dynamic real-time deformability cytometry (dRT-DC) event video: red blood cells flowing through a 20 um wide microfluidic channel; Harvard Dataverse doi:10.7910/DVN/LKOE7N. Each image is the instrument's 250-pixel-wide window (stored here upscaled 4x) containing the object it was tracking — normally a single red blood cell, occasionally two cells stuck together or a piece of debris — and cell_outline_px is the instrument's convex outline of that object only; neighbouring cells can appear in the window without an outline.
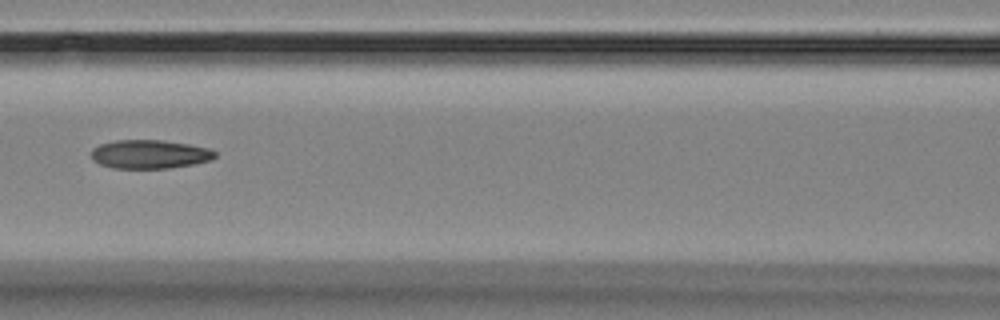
{"species": "Egyptian fruit bat (a non-hibernating species)", "species_latin": "Rousettus aegyptiacus", "temperature_condition": "room temperature", "stored_images_in_passage": 12, "camera_frame_rate_fps": 3000, "um_per_image_px": 0.085, "animal": {"sex": "female"}, "frame": {"image": 1, "passage_image": 3, "time_ms": 2.333, "image_size_px": [1000, 320], "cell_outline_px": [[216, 156], [212, 160], [192, 164], [168, 168], [112, 168], [100, 164], [92, 160], [92, 148], [100, 144], [116, 140], [160, 140], [188, 144], [208, 148], [216, 152]], "centroid_in_image_um": [12.71, 13.11], "position_along_channel_um": 153.9, "area_um2": 20.63}}
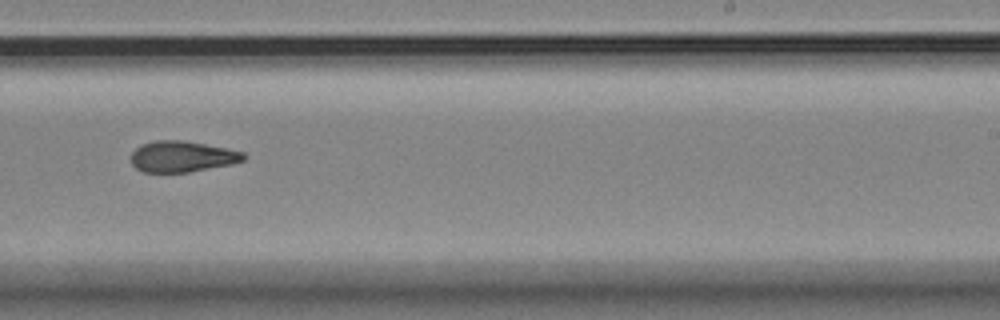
{"frame": {"image": 2, "passage_image": 6, "time_ms": 5.667, "image_size_px": [1000, 320], "cell_outline_px": [[248, 156], [244, 160], [232, 164], [188, 172], [144, 172], [136, 168], [132, 164], [132, 152], [140, 144], [156, 140], [184, 140], [228, 148], [244, 152]], "centroid_in_image_um": [15.51, 13.29], "position_along_channel_um": 273.5, "area_um2": 20.46}}
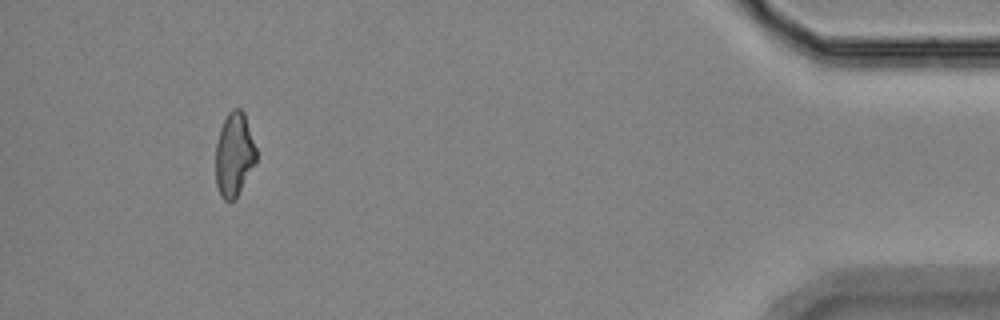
{"frame": {"image": 3, "passage_image": 11, "time_ms": 11.333, "image_size_px": [1000, 320], "cell_outline_px": [[256, 160], [236, 196], [232, 200], [224, 200], [220, 196], [216, 184], [216, 144], [220, 128], [228, 112], [232, 108], [240, 108], [244, 112], [256, 148]], "centroid_in_image_um": [19.88, 13.09], "position_along_channel_um": 415.3, "area_um2": 19.48}, "authors_computed_cell_mechanics": {"area_um2": 20.7791, "velocity_mm_per_s": 3.6139, "shape_relaxation_time_tau1_ms": 8.6074, "shape_relaxation_time_tau2_ms": 4.2823, "deformation_change_tau1": 0.1834, "deformation_change_tau2": 0.1133}}